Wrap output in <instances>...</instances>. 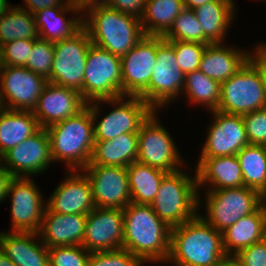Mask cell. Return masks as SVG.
<instances>
[{"label":"cell","mask_w":266,"mask_h":266,"mask_svg":"<svg viewBox=\"0 0 266 266\" xmlns=\"http://www.w3.org/2000/svg\"><path fill=\"white\" fill-rule=\"evenodd\" d=\"M122 210V248L144 264L166 262L170 255L171 228L155 214L151 205L130 202Z\"/></svg>","instance_id":"cell-1"},{"label":"cell","mask_w":266,"mask_h":266,"mask_svg":"<svg viewBox=\"0 0 266 266\" xmlns=\"http://www.w3.org/2000/svg\"><path fill=\"white\" fill-rule=\"evenodd\" d=\"M227 255L222 233L199 214L171 228L168 262L175 266H218Z\"/></svg>","instance_id":"cell-2"},{"label":"cell","mask_w":266,"mask_h":266,"mask_svg":"<svg viewBox=\"0 0 266 266\" xmlns=\"http://www.w3.org/2000/svg\"><path fill=\"white\" fill-rule=\"evenodd\" d=\"M82 15L90 41L118 57L124 56L144 36L140 19L112 9L96 6Z\"/></svg>","instance_id":"cell-3"},{"label":"cell","mask_w":266,"mask_h":266,"mask_svg":"<svg viewBox=\"0 0 266 266\" xmlns=\"http://www.w3.org/2000/svg\"><path fill=\"white\" fill-rule=\"evenodd\" d=\"M52 160L65 162L68 170H82L90 162L94 147V122L86 106L76 116L46 128Z\"/></svg>","instance_id":"cell-4"},{"label":"cell","mask_w":266,"mask_h":266,"mask_svg":"<svg viewBox=\"0 0 266 266\" xmlns=\"http://www.w3.org/2000/svg\"><path fill=\"white\" fill-rule=\"evenodd\" d=\"M199 194L197 175L190 177L179 169L163 177L156 197L150 205L155 214L173 228L191 220L199 213Z\"/></svg>","instance_id":"cell-5"},{"label":"cell","mask_w":266,"mask_h":266,"mask_svg":"<svg viewBox=\"0 0 266 266\" xmlns=\"http://www.w3.org/2000/svg\"><path fill=\"white\" fill-rule=\"evenodd\" d=\"M126 98L128 99L125 100ZM100 103L115 105V109L105 115L104 118H101V121L98 118L100 116L99 110H101ZM87 106L92 113L95 141L114 139L125 133H138L141 125L154 112L141 97L129 95L92 101L87 103Z\"/></svg>","instance_id":"cell-6"},{"label":"cell","mask_w":266,"mask_h":266,"mask_svg":"<svg viewBox=\"0 0 266 266\" xmlns=\"http://www.w3.org/2000/svg\"><path fill=\"white\" fill-rule=\"evenodd\" d=\"M263 108H266L263 75L249 58L233 76L221 83L217 110L243 116Z\"/></svg>","instance_id":"cell-7"},{"label":"cell","mask_w":266,"mask_h":266,"mask_svg":"<svg viewBox=\"0 0 266 266\" xmlns=\"http://www.w3.org/2000/svg\"><path fill=\"white\" fill-rule=\"evenodd\" d=\"M206 192V217L199 215L221 233L263 204L262 194L246 186Z\"/></svg>","instance_id":"cell-8"},{"label":"cell","mask_w":266,"mask_h":266,"mask_svg":"<svg viewBox=\"0 0 266 266\" xmlns=\"http://www.w3.org/2000/svg\"><path fill=\"white\" fill-rule=\"evenodd\" d=\"M122 96L121 57L91 44L83 81V99L89 103Z\"/></svg>","instance_id":"cell-9"},{"label":"cell","mask_w":266,"mask_h":266,"mask_svg":"<svg viewBox=\"0 0 266 266\" xmlns=\"http://www.w3.org/2000/svg\"><path fill=\"white\" fill-rule=\"evenodd\" d=\"M184 84L185 74L178 66L174 47L163 36H156V64L149 87L140 97L157 111L180 96Z\"/></svg>","instance_id":"cell-10"},{"label":"cell","mask_w":266,"mask_h":266,"mask_svg":"<svg viewBox=\"0 0 266 266\" xmlns=\"http://www.w3.org/2000/svg\"><path fill=\"white\" fill-rule=\"evenodd\" d=\"M90 41L87 30L82 27L72 37L54 43V58L50 83L79 92L83 98V81Z\"/></svg>","instance_id":"cell-11"},{"label":"cell","mask_w":266,"mask_h":266,"mask_svg":"<svg viewBox=\"0 0 266 266\" xmlns=\"http://www.w3.org/2000/svg\"><path fill=\"white\" fill-rule=\"evenodd\" d=\"M154 111L138 131L137 162L160 169L166 173L179 170L183 160L174 139L158 122ZM179 165V166H178Z\"/></svg>","instance_id":"cell-12"},{"label":"cell","mask_w":266,"mask_h":266,"mask_svg":"<svg viewBox=\"0 0 266 266\" xmlns=\"http://www.w3.org/2000/svg\"><path fill=\"white\" fill-rule=\"evenodd\" d=\"M48 83L47 78L26 67L0 66L1 107L33 112Z\"/></svg>","instance_id":"cell-13"},{"label":"cell","mask_w":266,"mask_h":266,"mask_svg":"<svg viewBox=\"0 0 266 266\" xmlns=\"http://www.w3.org/2000/svg\"><path fill=\"white\" fill-rule=\"evenodd\" d=\"M33 181L31 177H14L10 182L7 191V197L12 198L10 232H39L47 204Z\"/></svg>","instance_id":"cell-14"},{"label":"cell","mask_w":266,"mask_h":266,"mask_svg":"<svg viewBox=\"0 0 266 266\" xmlns=\"http://www.w3.org/2000/svg\"><path fill=\"white\" fill-rule=\"evenodd\" d=\"M0 162L14 177H31L47 170L53 160L46 128L9 149Z\"/></svg>","instance_id":"cell-15"},{"label":"cell","mask_w":266,"mask_h":266,"mask_svg":"<svg viewBox=\"0 0 266 266\" xmlns=\"http://www.w3.org/2000/svg\"><path fill=\"white\" fill-rule=\"evenodd\" d=\"M95 207L124 209L131 202L126 167L87 165Z\"/></svg>","instance_id":"cell-16"},{"label":"cell","mask_w":266,"mask_h":266,"mask_svg":"<svg viewBox=\"0 0 266 266\" xmlns=\"http://www.w3.org/2000/svg\"><path fill=\"white\" fill-rule=\"evenodd\" d=\"M124 237L123 210L95 207L87 214L82 246L88 252L122 248Z\"/></svg>","instance_id":"cell-17"},{"label":"cell","mask_w":266,"mask_h":266,"mask_svg":"<svg viewBox=\"0 0 266 266\" xmlns=\"http://www.w3.org/2000/svg\"><path fill=\"white\" fill-rule=\"evenodd\" d=\"M213 113L206 141L200 157H223L236 155L249 144L242 115L228 114L219 110Z\"/></svg>","instance_id":"cell-18"},{"label":"cell","mask_w":266,"mask_h":266,"mask_svg":"<svg viewBox=\"0 0 266 266\" xmlns=\"http://www.w3.org/2000/svg\"><path fill=\"white\" fill-rule=\"evenodd\" d=\"M156 64V36H144L121 57L122 96H141Z\"/></svg>","instance_id":"cell-19"},{"label":"cell","mask_w":266,"mask_h":266,"mask_svg":"<svg viewBox=\"0 0 266 266\" xmlns=\"http://www.w3.org/2000/svg\"><path fill=\"white\" fill-rule=\"evenodd\" d=\"M87 106L81 94L73 89L48 83L38 98L33 114L41 128L76 116Z\"/></svg>","instance_id":"cell-20"},{"label":"cell","mask_w":266,"mask_h":266,"mask_svg":"<svg viewBox=\"0 0 266 266\" xmlns=\"http://www.w3.org/2000/svg\"><path fill=\"white\" fill-rule=\"evenodd\" d=\"M69 172L72 173L66 175L68 177L56 187L46 202L47 208L58 214L87 215L95 208L89 179L82 170Z\"/></svg>","instance_id":"cell-21"},{"label":"cell","mask_w":266,"mask_h":266,"mask_svg":"<svg viewBox=\"0 0 266 266\" xmlns=\"http://www.w3.org/2000/svg\"><path fill=\"white\" fill-rule=\"evenodd\" d=\"M86 219L84 214H58L46 207L38 238L48 248L82 245Z\"/></svg>","instance_id":"cell-22"},{"label":"cell","mask_w":266,"mask_h":266,"mask_svg":"<svg viewBox=\"0 0 266 266\" xmlns=\"http://www.w3.org/2000/svg\"><path fill=\"white\" fill-rule=\"evenodd\" d=\"M199 158L195 171L197 175V188L207 184L211 186L207 190L244 186L242 169L236 155Z\"/></svg>","instance_id":"cell-23"},{"label":"cell","mask_w":266,"mask_h":266,"mask_svg":"<svg viewBox=\"0 0 266 266\" xmlns=\"http://www.w3.org/2000/svg\"><path fill=\"white\" fill-rule=\"evenodd\" d=\"M38 233L1 232L0 249L16 266H50L48 247Z\"/></svg>","instance_id":"cell-24"},{"label":"cell","mask_w":266,"mask_h":266,"mask_svg":"<svg viewBox=\"0 0 266 266\" xmlns=\"http://www.w3.org/2000/svg\"><path fill=\"white\" fill-rule=\"evenodd\" d=\"M80 13L70 3L66 6L48 7L33 13L40 39L58 42L72 37L83 27V18L72 17L69 20L64 14ZM71 19V20H70Z\"/></svg>","instance_id":"cell-25"},{"label":"cell","mask_w":266,"mask_h":266,"mask_svg":"<svg viewBox=\"0 0 266 266\" xmlns=\"http://www.w3.org/2000/svg\"><path fill=\"white\" fill-rule=\"evenodd\" d=\"M249 58V51L226 47L223 43H213L206 46L199 70L221 84L233 76Z\"/></svg>","instance_id":"cell-26"},{"label":"cell","mask_w":266,"mask_h":266,"mask_svg":"<svg viewBox=\"0 0 266 266\" xmlns=\"http://www.w3.org/2000/svg\"><path fill=\"white\" fill-rule=\"evenodd\" d=\"M266 237V211L263 204L254 212L240 218L222 232L223 248L227 256H235L240 250Z\"/></svg>","instance_id":"cell-27"},{"label":"cell","mask_w":266,"mask_h":266,"mask_svg":"<svg viewBox=\"0 0 266 266\" xmlns=\"http://www.w3.org/2000/svg\"><path fill=\"white\" fill-rule=\"evenodd\" d=\"M138 133H125L106 141H95L88 165L127 167L137 160Z\"/></svg>","instance_id":"cell-28"},{"label":"cell","mask_w":266,"mask_h":266,"mask_svg":"<svg viewBox=\"0 0 266 266\" xmlns=\"http://www.w3.org/2000/svg\"><path fill=\"white\" fill-rule=\"evenodd\" d=\"M41 129L31 111L0 109V157Z\"/></svg>","instance_id":"cell-29"},{"label":"cell","mask_w":266,"mask_h":266,"mask_svg":"<svg viewBox=\"0 0 266 266\" xmlns=\"http://www.w3.org/2000/svg\"><path fill=\"white\" fill-rule=\"evenodd\" d=\"M202 26L204 44L222 43L232 24L235 8L225 0H213L193 9ZM231 23V24H230Z\"/></svg>","instance_id":"cell-30"},{"label":"cell","mask_w":266,"mask_h":266,"mask_svg":"<svg viewBox=\"0 0 266 266\" xmlns=\"http://www.w3.org/2000/svg\"><path fill=\"white\" fill-rule=\"evenodd\" d=\"M128 174L131 202L150 205L159 190L166 172L140 162H133L126 167Z\"/></svg>","instance_id":"cell-31"},{"label":"cell","mask_w":266,"mask_h":266,"mask_svg":"<svg viewBox=\"0 0 266 266\" xmlns=\"http://www.w3.org/2000/svg\"><path fill=\"white\" fill-rule=\"evenodd\" d=\"M185 8L183 0H147L140 21L146 36H164Z\"/></svg>","instance_id":"cell-32"},{"label":"cell","mask_w":266,"mask_h":266,"mask_svg":"<svg viewBox=\"0 0 266 266\" xmlns=\"http://www.w3.org/2000/svg\"><path fill=\"white\" fill-rule=\"evenodd\" d=\"M34 15L16 5L0 14V47L17 39H38Z\"/></svg>","instance_id":"cell-33"},{"label":"cell","mask_w":266,"mask_h":266,"mask_svg":"<svg viewBox=\"0 0 266 266\" xmlns=\"http://www.w3.org/2000/svg\"><path fill=\"white\" fill-rule=\"evenodd\" d=\"M244 186L263 194L266 191V151L264 146L248 144L236 154Z\"/></svg>","instance_id":"cell-34"},{"label":"cell","mask_w":266,"mask_h":266,"mask_svg":"<svg viewBox=\"0 0 266 266\" xmlns=\"http://www.w3.org/2000/svg\"><path fill=\"white\" fill-rule=\"evenodd\" d=\"M188 101L204 105L210 111L217 110L220 102L221 84L207 77L199 69L185 75L183 88Z\"/></svg>","instance_id":"cell-35"},{"label":"cell","mask_w":266,"mask_h":266,"mask_svg":"<svg viewBox=\"0 0 266 266\" xmlns=\"http://www.w3.org/2000/svg\"><path fill=\"white\" fill-rule=\"evenodd\" d=\"M164 40H179L204 44V33L193 9L184 8L174 19Z\"/></svg>","instance_id":"cell-36"},{"label":"cell","mask_w":266,"mask_h":266,"mask_svg":"<svg viewBox=\"0 0 266 266\" xmlns=\"http://www.w3.org/2000/svg\"><path fill=\"white\" fill-rule=\"evenodd\" d=\"M54 58V43L43 39H33V47L25 67L45 78L50 77Z\"/></svg>","instance_id":"cell-37"},{"label":"cell","mask_w":266,"mask_h":266,"mask_svg":"<svg viewBox=\"0 0 266 266\" xmlns=\"http://www.w3.org/2000/svg\"><path fill=\"white\" fill-rule=\"evenodd\" d=\"M167 41L174 47L178 66L185 75L199 69L202 54L209 44L179 40Z\"/></svg>","instance_id":"cell-38"},{"label":"cell","mask_w":266,"mask_h":266,"mask_svg":"<svg viewBox=\"0 0 266 266\" xmlns=\"http://www.w3.org/2000/svg\"><path fill=\"white\" fill-rule=\"evenodd\" d=\"M50 266H88L90 252L82 245L49 247Z\"/></svg>","instance_id":"cell-39"},{"label":"cell","mask_w":266,"mask_h":266,"mask_svg":"<svg viewBox=\"0 0 266 266\" xmlns=\"http://www.w3.org/2000/svg\"><path fill=\"white\" fill-rule=\"evenodd\" d=\"M33 47V39H17L0 47V66L25 67Z\"/></svg>","instance_id":"cell-40"},{"label":"cell","mask_w":266,"mask_h":266,"mask_svg":"<svg viewBox=\"0 0 266 266\" xmlns=\"http://www.w3.org/2000/svg\"><path fill=\"white\" fill-rule=\"evenodd\" d=\"M144 263L126 249L91 252L88 266H143Z\"/></svg>","instance_id":"cell-41"},{"label":"cell","mask_w":266,"mask_h":266,"mask_svg":"<svg viewBox=\"0 0 266 266\" xmlns=\"http://www.w3.org/2000/svg\"><path fill=\"white\" fill-rule=\"evenodd\" d=\"M243 120L249 144L263 146L266 143V108L244 114Z\"/></svg>","instance_id":"cell-42"},{"label":"cell","mask_w":266,"mask_h":266,"mask_svg":"<svg viewBox=\"0 0 266 266\" xmlns=\"http://www.w3.org/2000/svg\"><path fill=\"white\" fill-rule=\"evenodd\" d=\"M235 258L242 266H266V237L240 250Z\"/></svg>","instance_id":"cell-43"},{"label":"cell","mask_w":266,"mask_h":266,"mask_svg":"<svg viewBox=\"0 0 266 266\" xmlns=\"http://www.w3.org/2000/svg\"><path fill=\"white\" fill-rule=\"evenodd\" d=\"M147 0H109L107 6L122 13L141 19Z\"/></svg>","instance_id":"cell-44"},{"label":"cell","mask_w":266,"mask_h":266,"mask_svg":"<svg viewBox=\"0 0 266 266\" xmlns=\"http://www.w3.org/2000/svg\"><path fill=\"white\" fill-rule=\"evenodd\" d=\"M27 7L20 6L23 9H26L30 13H35L38 10L45 9L48 7L55 6H66L69 4V0H23ZM63 2V3H62Z\"/></svg>","instance_id":"cell-45"},{"label":"cell","mask_w":266,"mask_h":266,"mask_svg":"<svg viewBox=\"0 0 266 266\" xmlns=\"http://www.w3.org/2000/svg\"><path fill=\"white\" fill-rule=\"evenodd\" d=\"M253 52H250V59L258 66L261 71L265 84V95H266V43H260Z\"/></svg>","instance_id":"cell-46"},{"label":"cell","mask_w":266,"mask_h":266,"mask_svg":"<svg viewBox=\"0 0 266 266\" xmlns=\"http://www.w3.org/2000/svg\"><path fill=\"white\" fill-rule=\"evenodd\" d=\"M109 0H69V3L81 13L96 6H107ZM83 11V12H82Z\"/></svg>","instance_id":"cell-47"},{"label":"cell","mask_w":266,"mask_h":266,"mask_svg":"<svg viewBox=\"0 0 266 266\" xmlns=\"http://www.w3.org/2000/svg\"><path fill=\"white\" fill-rule=\"evenodd\" d=\"M14 176L0 163V203L6 200L10 182Z\"/></svg>","instance_id":"cell-48"},{"label":"cell","mask_w":266,"mask_h":266,"mask_svg":"<svg viewBox=\"0 0 266 266\" xmlns=\"http://www.w3.org/2000/svg\"><path fill=\"white\" fill-rule=\"evenodd\" d=\"M184 6L189 9H194L200 6H203L204 4L211 2L213 0H183Z\"/></svg>","instance_id":"cell-49"},{"label":"cell","mask_w":266,"mask_h":266,"mask_svg":"<svg viewBox=\"0 0 266 266\" xmlns=\"http://www.w3.org/2000/svg\"><path fill=\"white\" fill-rule=\"evenodd\" d=\"M218 266H242L235 256H226L220 261Z\"/></svg>","instance_id":"cell-50"},{"label":"cell","mask_w":266,"mask_h":266,"mask_svg":"<svg viewBox=\"0 0 266 266\" xmlns=\"http://www.w3.org/2000/svg\"><path fill=\"white\" fill-rule=\"evenodd\" d=\"M0 266H16L0 249Z\"/></svg>","instance_id":"cell-51"},{"label":"cell","mask_w":266,"mask_h":266,"mask_svg":"<svg viewBox=\"0 0 266 266\" xmlns=\"http://www.w3.org/2000/svg\"><path fill=\"white\" fill-rule=\"evenodd\" d=\"M11 8V5L7 0H0V14Z\"/></svg>","instance_id":"cell-52"},{"label":"cell","mask_w":266,"mask_h":266,"mask_svg":"<svg viewBox=\"0 0 266 266\" xmlns=\"http://www.w3.org/2000/svg\"><path fill=\"white\" fill-rule=\"evenodd\" d=\"M262 202H263V206L265 208V211H266V191L262 194Z\"/></svg>","instance_id":"cell-53"},{"label":"cell","mask_w":266,"mask_h":266,"mask_svg":"<svg viewBox=\"0 0 266 266\" xmlns=\"http://www.w3.org/2000/svg\"><path fill=\"white\" fill-rule=\"evenodd\" d=\"M225 1H227L228 3H230L231 5H233L234 6V8H235V2H233V0H225Z\"/></svg>","instance_id":"cell-54"}]
</instances>
